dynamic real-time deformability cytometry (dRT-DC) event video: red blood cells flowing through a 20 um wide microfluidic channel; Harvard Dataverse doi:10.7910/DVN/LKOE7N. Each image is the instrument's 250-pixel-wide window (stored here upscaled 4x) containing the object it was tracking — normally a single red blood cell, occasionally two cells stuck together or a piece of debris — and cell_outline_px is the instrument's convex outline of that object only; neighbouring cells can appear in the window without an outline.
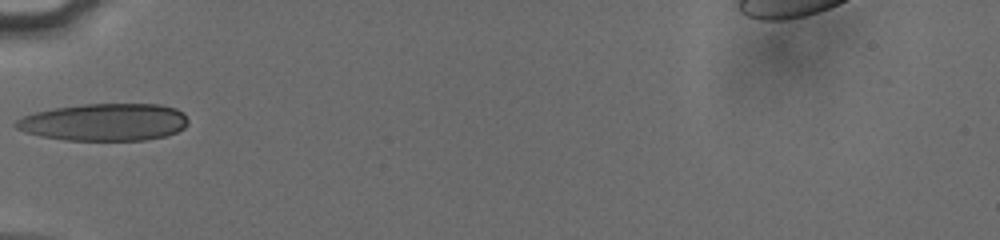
{"species": "human", "species_latin": "Homo sapiens", "temperature_condition": "cold", "stored_images_in_passage": 35, "camera_frame_rate_fps": 3000, "um_per_image_px": 0.085, "donor": {"sex": "male"}, "frame": {"image": 1, "passage_image": 1, "time_ms": 0.0, "image_size_px": [1000, 240], "cell_outline_px": [[188, 124], [184, 128], [176, 132], [164, 136], [144, 140], [64, 140], [40, 136], [24, 132], [16, 128], [12, 124], [16, 120], [24, 116], [36, 112], [56, 108], [84, 104], [160, 104], [176, 108], [184, 112], [188, 120]], "centroid_in_image_um": [8.89, 10.38], "position_along_channel_um": 76.1, "area_um2": 37.57}}
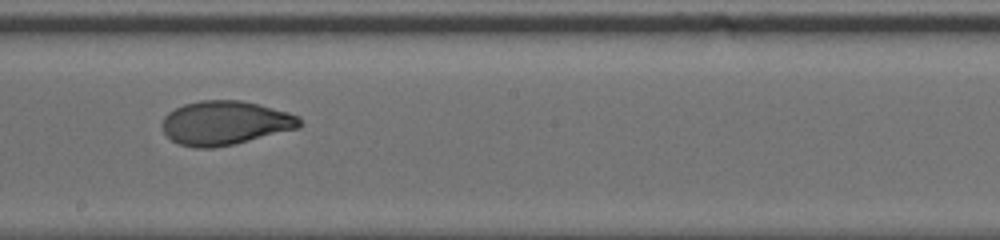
{"frame": {"image": 2, "passage_image": 13, "time_ms": 4.0, "image_size_px": [1000, 240], "cell_outline_px": [[300, 128], [232, 144], [212, 148], [196, 148], [180, 144], [172, 140], [164, 132], [160, 124], [164, 116], [168, 112], [184, 104], [200, 100], [240, 100], [288, 112], [300, 116]], "centroid_in_image_um": [19.11, 10.44], "position_along_channel_um": 229.1, "area_um2": 35.08}}
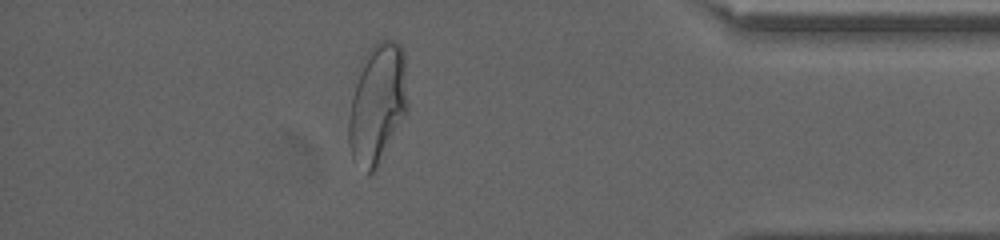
{"frame": {"image": 3, "passage_image": 29, "time_ms": 9.333, "image_size_px": [1000, 240], "cell_outline_px": [[408, 108], [376, 172], [368, 176], [352, 156], [348, 140], [348, 120], [352, 96], [364, 56], [372, 44], [376, 40], [396, 40], [400, 44], [404, 52]], "centroid_in_image_um": [32.09, 8.83], "position_along_channel_um": 403.1, "area_um2": 41.38}, "authors_computed_cell_mechanics": {"area_um2": 36.0094, "velocity_mm_per_s": 3.8175, "shape_relaxation_time_tau1_ms": 5.3961, "shape_relaxation_time_tau2_ms": 1.0353, "deformation_change_tau1": 0.1821, "deformation_change_tau2": 0.0568}}